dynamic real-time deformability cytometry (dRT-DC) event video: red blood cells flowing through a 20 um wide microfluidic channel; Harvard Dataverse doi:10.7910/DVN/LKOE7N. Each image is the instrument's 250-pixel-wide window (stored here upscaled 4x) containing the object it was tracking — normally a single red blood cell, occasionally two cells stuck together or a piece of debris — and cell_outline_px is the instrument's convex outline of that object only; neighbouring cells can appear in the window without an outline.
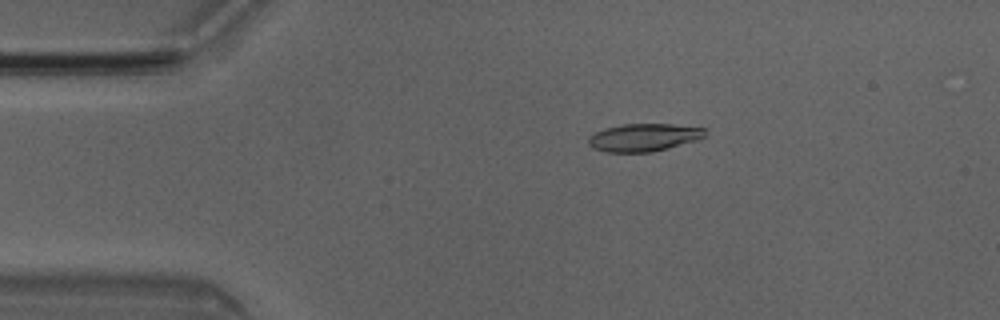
{"species": "Egyptian fruit bat (a non-hibernating species)", "species_latin": "Rousettus aegyptiacus", "temperature_condition": "room temperature", "stored_images_in_passage": 4, "camera_frame_rate_fps": 3000, "um_per_image_px": 0.085, "animal": {"sex": "male"}, "frame": {"image": 1, "passage_image": 1, "time_ms": 0.0, "image_size_px": [1000, 320], "cell_outline_px": [[704, 136], [700, 140], [652, 152], [608, 152], [592, 148], [588, 144], [588, 136], [604, 128], [620, 124], [672, 124], [704, 128]], "centroid_in_image_um": [54.7, 11.68], "position_along_channel_um": 30.3, "area_um2": 18.96}}